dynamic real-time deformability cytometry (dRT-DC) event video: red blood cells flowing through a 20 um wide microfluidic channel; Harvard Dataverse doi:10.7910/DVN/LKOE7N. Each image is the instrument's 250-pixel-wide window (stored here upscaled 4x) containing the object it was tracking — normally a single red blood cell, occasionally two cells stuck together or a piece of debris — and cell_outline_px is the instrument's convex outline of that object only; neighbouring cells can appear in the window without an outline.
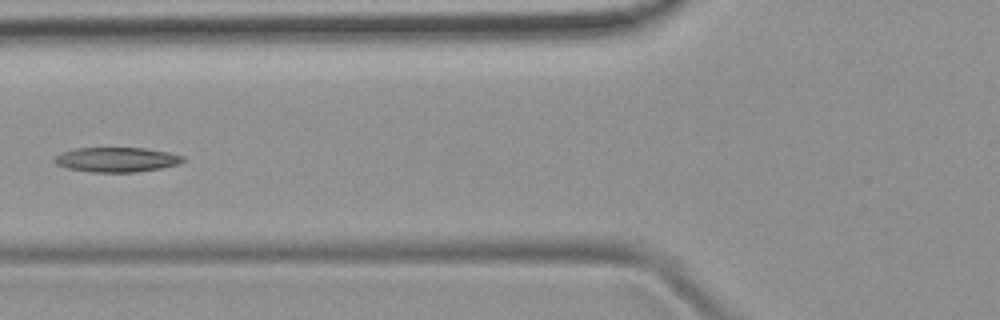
{"species": "common noctule bat (a hibernating species)", "species_latin": "Nyctalus noctula", "temperature_condition": "room temperature", "stored_images_in_passage": 5, "camera_frame_rate_fps": 3000, "um_per_image_px": 0.085, "animal": {"sex": "female", "body_mass_g": 19.9}, "frame": {"image": 1, "passage_image": 5, "time_ms": 4.667, "image_size_px": [1000, 320], "cell_outline_px": [[184, 160], [176, 164], [160, 168], [136, 172], [88, 172], [68, 168], [56, 164], [52, 160], [60, 152], [76, 148], [144, 148], [168, 152], [184, 156]], "centroid_in_image_um": [9.86, 13.56], "position_along_channel_um": 115.9, "area_um2": 18.44}}